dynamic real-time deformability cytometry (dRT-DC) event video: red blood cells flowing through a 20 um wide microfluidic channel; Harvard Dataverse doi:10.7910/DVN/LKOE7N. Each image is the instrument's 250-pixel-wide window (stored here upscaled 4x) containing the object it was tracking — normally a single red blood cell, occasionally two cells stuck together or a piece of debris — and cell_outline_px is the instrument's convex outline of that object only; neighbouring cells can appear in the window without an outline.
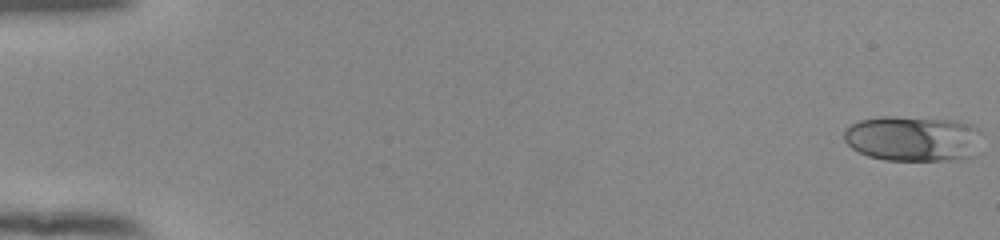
{"species": "human", "species_latin": "Homo sapiens", "temperature_condition": "room temperature", "stored_images_in_passage": 51, "camera_frame_rate_fps": 3000, "um_per_image_px": 0.085, "donor": {"sex": "female"}, "frame": {"image": 1, "passage_image": 1, "time_ms": 0.0, "image_size_px": [1000, 240], "cell_outline_px": [[980, 128], [976, 156], [964, 160], [884, 160], [868, 156], [852, 148], [844, 140], [844, 128], [860, 120], [884, 116], [896, 116], [956, 120], [972, 124]], "centroid_in_image_um": [77.63, 11.78], "position_along_channel_um": 7.4, "area_um2": 37.05}}
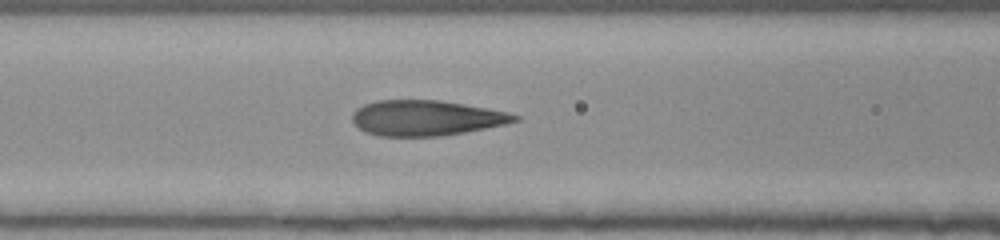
{"frame": {"image": 2, "passage_image": 24, "time_ms": 7.667, "image_size_px": [1000, 240], "cell_outline_px": [[520, 120], [508, 124], [444, 136], [380, 136], [364, 132], [352, 120], [352, 112], [356, 108], [364, 104], [376, 100], [440, 100], [488, 108], [508, 112], [520, 116]], "centroid_in_image_um": [36.24, 10.03], "position_along_channel_um": 130.4, "area_um2": 33.76}}
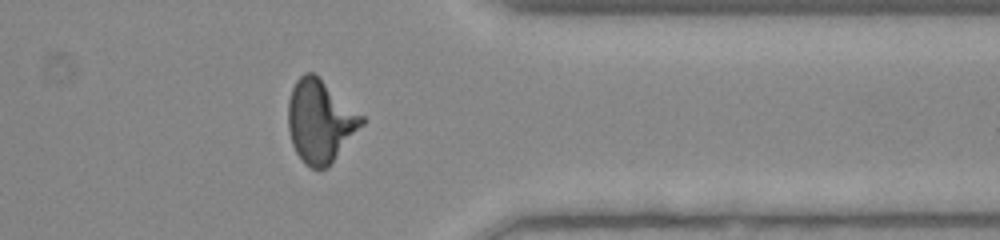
{"frame": {"image": 3, "passage_image": 44, "time_ms": 14.333, "image_size_px": [1000, 240], "cell_outline_px": [[364, 124], [328, 168], [312, 168], [304, 164], [296, 152], [292, 144], [288, 128], [288, 100], [292, 88], [296, 80], [304, 72], [316, 72], [364, 116]], "centroid_in_image_um": [27.22, 10.27], "position_along_channel_um": 384.2, "area_um2": 35.95}}